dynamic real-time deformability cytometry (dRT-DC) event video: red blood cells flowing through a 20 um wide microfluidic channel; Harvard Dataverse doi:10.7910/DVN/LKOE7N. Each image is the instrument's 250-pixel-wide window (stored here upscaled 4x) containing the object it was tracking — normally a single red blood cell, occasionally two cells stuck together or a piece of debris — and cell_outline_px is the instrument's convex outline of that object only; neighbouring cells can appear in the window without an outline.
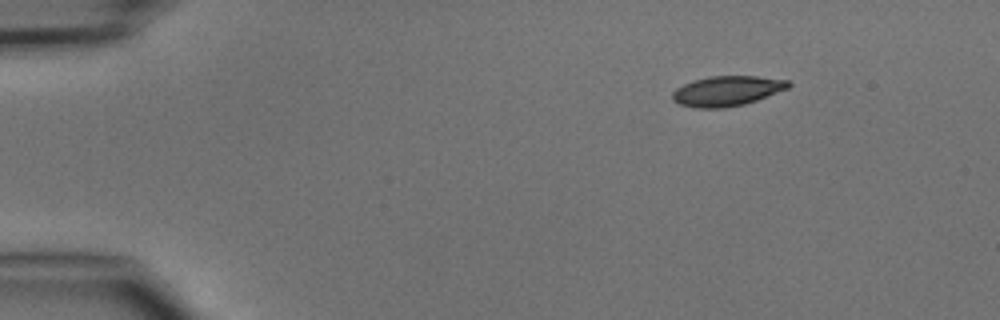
{"species": "common noctule bat (a hibernating species)", "species_latin": "Nyctalus noctula", "temperature_condition": "cold", "stored_images_in_passage": 3, "camera_frame_rate_fps": 3000, "um_per_image_px": 0.085, "animal": {"sex": "male", "body_mass_g": 15.6}, "frame": {"image": 1, "passage_image": 1, "time_ms": 0.0, "image_size_px": [1000, 320], "cell_outline_px": [[792, 84], [788, 88], [756, 100], [744, 104], [724, 108], [692, 108], [680, 104], [672, 100], [672, 92], [676, 88], [684, 84], [708, 76], [756, 76], [788, 80]], "centroid_in_image_um": [61.77, 7.73], "position_along_channel_um": 23.2, "area_um2": 20.23}}